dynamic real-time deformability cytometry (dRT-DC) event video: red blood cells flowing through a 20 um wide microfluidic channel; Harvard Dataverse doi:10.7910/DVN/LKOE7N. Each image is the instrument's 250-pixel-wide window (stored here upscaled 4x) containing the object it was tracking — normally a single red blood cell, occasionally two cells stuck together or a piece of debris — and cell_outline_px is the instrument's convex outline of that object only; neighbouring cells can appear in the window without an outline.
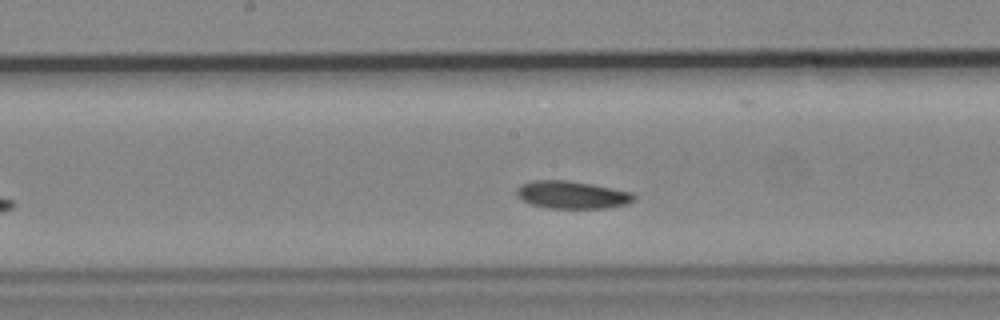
{"species": "common noctule bat (a hibernating species)", "species_latin": "Nyctalus noctula", "temperature_condition": "cold", "stored_images_in_passage": 36, "camera_frame_rate_fps": 3000, "um_per_image_px": 0.085, "animal": {"sex": "male", "body_mass_g": 19.2, "forearm_length_mm": 51.8}, "frame": {"image": 1, "passage_image": 16, "time_ms": 5.0, "image_size_px": [1000, 320], "cell_outline_px": [[636, 200], [628, 204], [604, 208], [548, 208], [532, 204], [516, 196], [516, 188], [520, 184], [532, 180], [568, 180], [592, 184], [632, 192], [636, 196]], "centroid_in_image_um": [48.63, 16.55], "position_along_channel_um": 199.6, "area_um2": 19.02}}
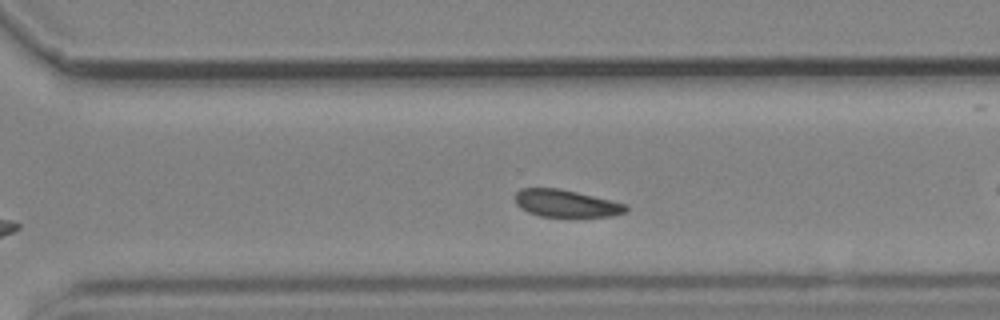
{"frame": {"image": 2, "passage_image": 26, "time_ms": 8.333, "image_size_px": [1000, 320], "cell_outline_px": [[628, 212], [616, 216], [540, 216], [528, 212], [520, 208], [516, 204], [516, 192], [520, 188], [560, 188], [628, 204]], "centroid_in_image_um": [48.15, 17.29], "position_along_channel_um": 322.4, "area_um2": 17.69}}